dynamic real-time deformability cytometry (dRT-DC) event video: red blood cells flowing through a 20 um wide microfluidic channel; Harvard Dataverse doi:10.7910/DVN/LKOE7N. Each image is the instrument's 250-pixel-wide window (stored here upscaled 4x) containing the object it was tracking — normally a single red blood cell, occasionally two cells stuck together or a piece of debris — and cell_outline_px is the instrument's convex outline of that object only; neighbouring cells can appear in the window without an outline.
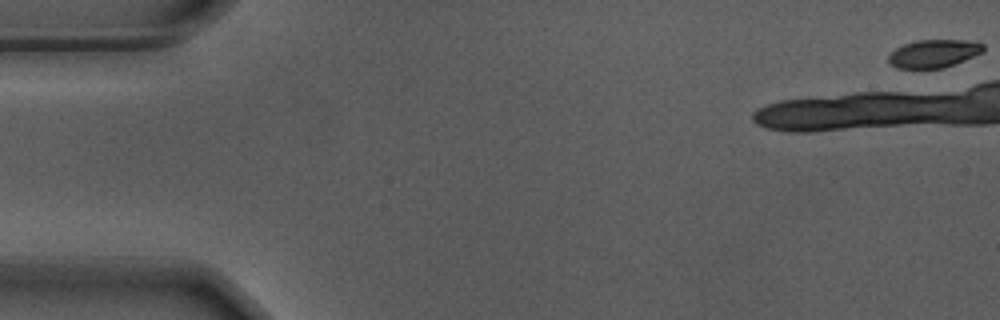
{"species": "Egyptian fruit bat (a non-hibernating species)", "species_latin": "Rousettus aegyptiacus", "temperature_condition": "warm", "stored_images_in_passage": 5, "camera_frame_rate_fps": 3000, "um_per_image_px": 0.085, "animal": {"sex": "male"}, "frame": {"image": 1, "passage_image": 1, "time_ms": 0.0, "image_size_px": [1000, 320], "cell_outline_px": [[984, 52], [964, 60], [940, 68], [896, 68], [888, 60], [888, 56], [896, 48], [904, 44], [916, 40], [964, 40], [984, 44]], "centroid_in_image_um": [79.37, 4.54], "position_along_channel_um": 5.6, "area_um2": 15.26}}